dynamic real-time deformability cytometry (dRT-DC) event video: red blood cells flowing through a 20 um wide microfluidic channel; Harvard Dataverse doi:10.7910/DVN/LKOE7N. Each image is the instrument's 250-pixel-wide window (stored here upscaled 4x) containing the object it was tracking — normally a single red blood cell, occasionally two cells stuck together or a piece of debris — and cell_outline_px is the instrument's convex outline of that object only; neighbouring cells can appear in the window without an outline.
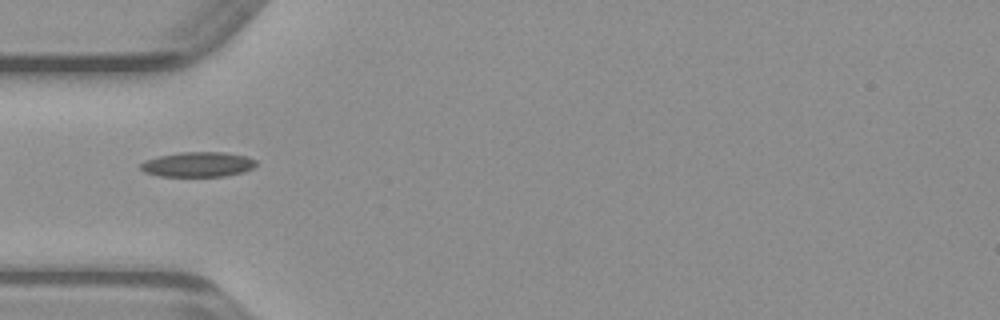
{"species": "common noctule bat (a hibernating species)", "species_latin": "Nyctalus noctula", "temperature_condition": "warm", "stored_images_in_passage": 34, "camera_frame_rate_fps": 3000, "um_per_image_px": 0.085, "animal": {"sex": "male", "body_mass_g": 23.1, "forearm_length_mm": 52.7}, "frame": {"image": 1, "passage_image": 1, "time_ms": 0.0, "image_size_px": [1000, 320], "cell_outline_px": [[256, 164], [252, 168], [244, 172], [224, 176], [160, 176], [144, 172], [140, 168], [140, 164], [144, 160], [160, 156], [180, 152], [224, 152], [248, 156], [256, 160]], "centroid_in_image_um": [16.83, 13.97], "position_along_channel_um": 68.2, "area_um2": 16.82}}
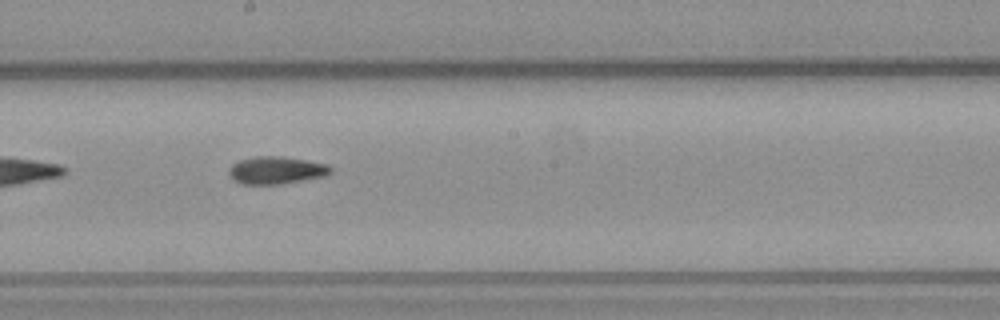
{"frame": {"image": 2, "passage_image": 12, "time_ms": 3.667, "image_size_px": [1000, 320], "cell_outline_px": [[332, 172], [324, 176], [276, 184], [244, 184], [236, 180], [228, 172], [232, 164], [240, 160], [252, 156], [284, 156], [328, 164], [332, 168]], "centroid_in_image_um": [23.5, 14.44], "position_along_channel_um": 224.7, "area_um2": 16.07}}
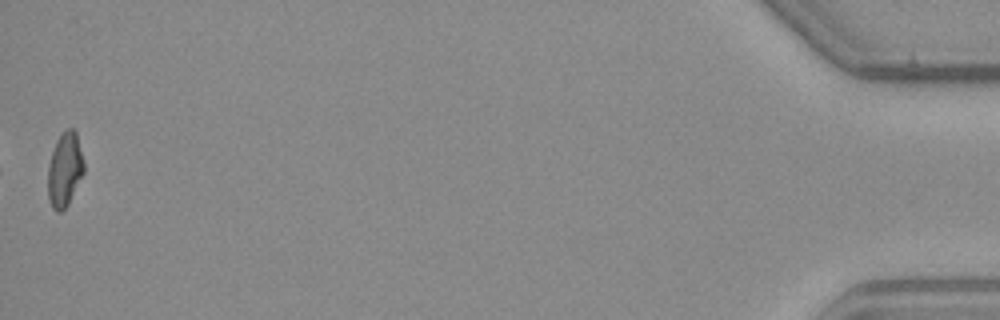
{"frame": {"image": 3, "passage_image": 34, "time_ms": 11.0, "image_size_px": [1000, 320], "cell_outline_px": [[84, 172], [68, 204], [60, 212], [56, 212], [52, 208], [48, 200], [48, 164], [56, 140], [68, 128], [72, 128], [76, 132], [84, 160]], "centroid_in_image_um": [5.5, 14.43], "position_along_channel_um": 429.7, "area_um2": 15.55}}